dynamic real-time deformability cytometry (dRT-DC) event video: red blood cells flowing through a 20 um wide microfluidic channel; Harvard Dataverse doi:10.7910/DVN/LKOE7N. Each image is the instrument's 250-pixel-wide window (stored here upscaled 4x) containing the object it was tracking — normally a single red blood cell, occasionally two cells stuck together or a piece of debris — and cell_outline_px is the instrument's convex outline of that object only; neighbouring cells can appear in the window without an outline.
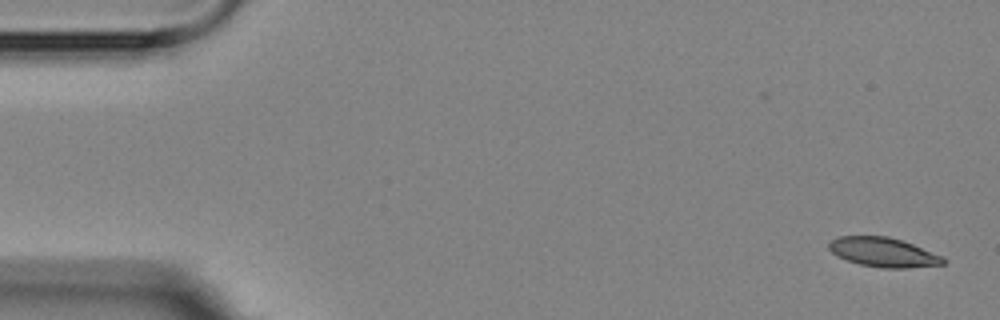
{"species": "Egyptian fruit bat (a non-hibernating species)", "species_latin": "Rousettus aegyptiacus", "temperature_condition": "room temperature", "stored_images_in_passage": 5, "camera_frame_rate_fps": 3000, "um_per_image_px": 0.085, "animal": {"sex": "female"}, "frame": {"image": 1, "passage_image": 1, "time_ms": 0.0, "image_size_px": [1000, 320], "cell_outline_px": [[948, 260], [944, 264], [908, 268], [880, 268], [860, 264], [836, 256], [828, 248], [828, 244], [832, 240], [840, 236], [888, 236], [912, 244], [944, 256]], "centroid_in_image_um": [75.11, 21.45], "position_along_channel_um": 9.9, "area_um2": 19.59}}